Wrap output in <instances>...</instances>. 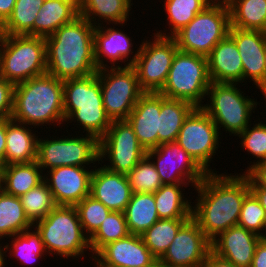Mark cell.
I'll list each match as a JSON object with an SVG mask.
<instances>
[{
    "mask_svg": "<svg viewBox=\"0 0 266 267\" xmlns=\"http://www.w3.org/2000/svg\"><path fill=\"white\" fill-rule=\"evenodd\" d=\"M194 190L198 197L192 218L210 241L238 224L242 203L250 193L248 177L240 173H209Z\"/></svg>",
    "mask_w": 266,
    "mask_h": 267,
    "instance_id": "cell-1",
    "label": "cell"
},
{
    "mask_svg": "<svg viewBox=\"0 0 266 267\" xmlns=\"http://www.w3.org/2000/svg\"><path fill=\"white\" fill-rule=\"evenodd\" d=\"M94 31L90 21L78 16L46 37V73L62 81L97 73Z\"/></svg>",
    "mask_w": 266,
    "mask_h": 267,
    "instance_id": "cell-2",
    "label": "cell"
},
{
    "mask_svg": "<svg viewBox=\"0 0 266 267\" xmlns=\"http://www.w3.org/2000/svg\"><path fill=\"white\" fill-rule=\"evenodd\" d=\"M11 119L38 126L65 122L63 81L45 73L15 85ZM53 123V124H52Z\"/></svg>",
    "mask_w": 266,
    "mask_h": 267,
    "instance_id": "cell-3",
    "label": "cell"
},
{
    "mask_svg": "<svg viewBox=\"0 0 266 267\" xmlns=\"http://www.w3.org/2000/svg\"><path fill=\"white\" fill-rule=\"evenodd\" d=\"M65 122H77L83 133L100 140L111 125L103 106L98 74L63 81ZM80 123V124H79Z\"/></svg>",
    "mask_w": 266,
    "mask_h": 267,
    "instance_id": "cell-4",
    "label": "cell"
},
{
    "mask_svg": "<svg viewBox=\"0 0 266 267\" xmlns=\"http://www.w3.org/2000/svg\"><path fill=\"white\" fill-rule=\"evenodd\" d=\"M50 255L73 259L85 255L89 238L85 235L75 206L57 205L44 219L33 224ZM82 256V257H81Z\"/></svg>",
    "mask_w": 266,
    "mask_h": 267,
    "instance_id": "cell-5",
    "label": "cell"
},
{
    "mask_svg": "<svg viewBox=\"0 0 266 267\" xmlns=\"http://www.w3.org/2000/svg\"><path fill=\"white\" fill-rule=\"evenodd\" d=\"M46 70L45 38L0 34V77L16 85Z\"/></svg>",
    "mask_w": 266,
    "mask_h": 267,
    "instance_id": "cell-6",
    "label": "cell"
},
{
    "mask_svg": "<svg viewBox=\"0 0 266 267\" xmlns=\"http://www.w3.org/2000/svg\"><path fill=\"white\" fill-rule=\"evenodd\" d=\"M230 28V10L226 0L213 1L173 38L180 51L207 57L223 40Z\"/></svg>",
    "mask_w": 266,
    "mask_h": 267,
    "instance_id": "cell-7",
    "label": "cell"
},
{
    "mask_svg": "<svg viewBox=\"0 0 266 267\" xmlns=\"http://www.w3.org/2000/svg\"><path fill=\"white\" fill-rule=\"evenodd\" d=\"M210 83L207 57L178 50L166 82L158 93L169 99L185 100L195 107H202Z\"/></svg>",
    "mask_w": 266,
    "mask_h": 267,
    "instance_id": "cell-8",
    "label": "cell"
},
{
    "mask_svg": "<svg viewBox=\"0 0 266 267\" xmlns=\"http://www.w3.org/2000/svg\"><path fill=\"white\" fill-rule=\"evenodd\" d=\"M238 83L211 82L207 91L210 103L201 107L213 120L218 130L237 136L251 123L252 112L257 108L255 99L244 96Z\"/></svg>",
    "mask_w": 266,
    "mask_h": 267,
    "instance_id": "cell-9",
    "label": "cell"
},
{
    "mask_svg": "<svg viewBox=\"0 0 266 267\" xmlns=\"http://www.w3.org/2000/svg\"><path fill=\"white\" fill-rule=\"evenodd\" d=\"M69 136L64 139L52 137V140L38 138L36 162L42 171L61 166L94 165L97 161L103 164L104 160L99 162V140L96 137L88 134Z\"/></svg>",
    "mask_w": 266,
    "mask_h": 267,
    "instance_id": "cell-10",
    "label": "cell"
},
{
    "mask_svg": "<svg viewBox=\"0 0 266 267\" xmlns=\"http://www.w3.org/2000/svg\"><path fill=\"white\" fill-rule=\"evenodd\" d=\"M103 106L111 121L126 120L138 99L145 93L132 66L103 68L97 71Z\"/></svg>",
    "mask_w": 266,
    "mask_h": 267,
    "instance_id": "cell-11",
    "label": "cell"
},
{
    "mask_svg": "<svg viewBox=\"0 0 266 267\" xmlns=\"http://www.w3.org/2000/svg\"><path fill=\"white\" fill-rule=\"evenodd\" d=\"M154 39L142 40L135 69L140 88L144 92L158 93L164 86L173 58L179 50L173 37L153 34Z\"/></svg>",
    "mask_w": 266,
    "mask_h": 267,
    "instance_id": "cell-12",
    "label": "cell"
},
{
    "mask_svg": "<svg viewBox=\"0 0 266 267\" xmlns=\"http://www.w3.org/2000/svg\"><path fill=\"white\" fill-rule=\"evenodd\" d=\"M219 133L211 117L201 107H196L185 119L176 142L207 174L217 173L209 166L218 151Z\"/></svg>",
    "mask_w": 266,
    "mask_h": 267,
    "instance_id": "cell-13",
    "label": "cell"
},
{
    "mask_svg": "<svg viewBox=\"0 0 266 267\" xmlns=\"http://www.w3.org/2000/svg\"><path fill=\"white\" fill-rule=\"evenodd\" d=\"M146 152L126 120L112 121L99 140V161L108 159L109 165L103 166L113 172L127 175L146 156Z\"/></svg>",
    "mask_w": 266,
    "mask_h": 267,
    "instance_id": "cell-14",
    "label": "cell"
},
{
    "mask_svg": "<svg viewBox=\"0 0 266 267\" xmlns=\"http://www.w3.org/2000/svg\"><path fill=\"white\" fill-rule=\"evenodd\" d=\"M146 156L154 164L162 184L190 183L195 188L207 175L176 141L147 150Z\"/></svg>",
    "mask_w": 266,
    "mask_h": 267,
    "instance_id": "cell-15",
    "label": "cell"
},
{
    "mask_svg": "<svg viewBox=\"0 0 266 267\" xmlns=\"http://www.w3.org/2000/svg\"><path fill=\"white\" fill-rule=\"evenodd\" d=\"M210 251L211 241L191 217L180 227L158 263L163 267H202Z\"/></svg>",
    "mask_w": 266,
    "mask_h": 267,
    "instance_id": "cell-16",
    "label": "cell"
},
{
    "mask_svg": "<svg viewBox=\"0 0 266 267\" xmlns=\"http://www.w3.org/2000/svg\"><path fill=\"white\" fill-rule=\"evenodd\" d=\"M89 169L86 166H61L46 171L44 181L57 205L76 206L90 195L93 169Z\"/></svg>",
    "mask_w": 266,
    "mask_h": 267,
    "instance_id": "cell-17",
    "label": "cell"
},
{
    "mask_svg": "<svg viewBox=\"0 0 266 267\" xmlns=\"http://www.w3.org/2000/svg\"><path fill=\"white\" fill-rule=\"evenodd\" d=\"M103 267L158 266V259L151 253L140 235L127 237L103 246L93 257Z\"/></svg>",
    "mask_w": 266,
    "mask_h": 267,
    "instance_id": "cell-18",
    "label": "cell"
},
{
    "mask_svg": "<svg viewBox=\"0 0 266 267\" xmlns=\"http://www.w3.org/2000/svg\"><path fill=\"white\" fill-rule=\"evenodd\" d=\"M106 27L107 25L103 26L100 24L95 27L94 31V59L97 69L110 68V66L111 68L123 67L119 65V61L126 62L124 67L132 66L137 59L140 46L137 47V52L135 51L134 54L132 40L123 30L120 31L118 28ZM131 55L132 59L130 58ZM105 58L109 60H106V62L111 63L110 66L107 65L108 63H105Z\"/></svg>",
    "mask_w": 266,
    "mask_h": 267,
    "instance_id": "cell-19",
    "label": "cell"
},
{
    "mask_svg": "<svg viewBox=\"0 0 266 267\" xmlns=\"http://www.w3.org/2000/svg\"><path fill=\"white\" fill-rule=\"evenodd\" d=\"M228 35L236 43L242 59L243 82L252 79L253 84L262 93L265 70L266 32L230 27Z\"/></svg>",
    "mask_w": 266,
    "mask_h": 267,
    "instance_id": "cell-20",
    "label": "cell"
},
{
    "mask_svg": "<svg viewBox=\"0 0 266 267\" xmlns=\"http://www.w3.org/2000/svg\"><path fill=\"white\" fill-rule=\"evenodd\" d=\"M260 240L256 233L236 225L211 241V251L237 267H250Z\"/></svg>",
    "mask_w": 266,
    "mask_h": 267,
    "instance_id": "cell-21",
    "label": "cell"
},
{
    "mask_svg": "<svg viewBox=\"0 0 266 267\" xmlns=\"http://www.w3.org/2000/svg\"><path fill=\"white\" fill-rule=\"evenodd\" d=\"M90 195L109 210L124 212L132 191L126 174L113 172L104 166H92Z\"/></svg>",
    "mask_w": 266,
    "mask_h": 267,
    "instance_id": "cell-22",
    "label": "cell"
},
{
    "mask_svg": "<svg viewBox=\"0 0 266 267\" xmlns=\"http://www.w3.org/2000/svg\"><path fill=\"white\" fill-rule=\"evenodd\" d=\"M159 115L160 93L145 92L126 119L146 150L158 147Z\"/></svg>",
    "mask_w": 266,
    "mask_h": 267,
    "instance_id": "cell-23",
    "label": "cell"
},
{
    "mask_svg": "<svg viewBox=\"0 0 266 267\" xmlns=\"http://www.w3.org/2000/svg\"><path fill=\"white\" fill-rule=\"evenodd\" d=\"M211 82L243 83V65L234 40L227 35L207 56Z\"/></svg>",
    "mask_w": 266,
    "mask_h": 267,
    "instance_id": "cell-24",
    "label": "cell"
},
{
    "mask_svg": "<svg viewBox=\"0 0 266 267\" xmlns=\"http://www.w3.org/2000/svg\"><path fill=\"white\" fill-rule=\"evenodd\" d=\"M78 16L80 9L76 0H45L34 20L33 36L46 38Z\"/></svg>",
    "mask_w": 266,
    "mask_h": 267,
    "instance_id": "cell-25",
    "label": "cell"
},
{
    "mask_svg": "<svg viewBox=\"0 0 266 267\" xmlns=\"http://www.w3.org/2000/svg\"><path fill=\"white\" fill-rule=\"evenodd\" d=\"M31 131L26 124L6 119L5 165L36 161L39 136Z\"/></svg>",
    "mask_w": 266,
    "mask_h": 267,
    "instance_id": "cell-26",
    "label": "cell"
},
{
    "mask_svg": "<svg viewBox=\"0 0 266 267\" xmlns=\"http://www.w3.org/2000/svg\"><path fill=\"white\" fill-rule=\"evenodd\" d=\"M132 5L131 0H81L79 9L80 16L86 18L95 27L103 22H106L107 25L112 23L117 26L120 24L122 27L128 21Z\"/></svg>",
    "mask_w": 266,
    "mask_h": 267,
    "instance_id": "cell-27",
    "label": "cell"
},
{
    "mask_svg": "<svg viewBox=\"0 0 266 267\" xmlns=\"http://www.w3.org/2000/svg\"><path fill=\"white\" fill-rule=\"evenodd\" d=\"M43 181L44 173L36 161L2 166L1 189L6 194L20 197Z\"/></svg>",
    "mask_w": 266,
    "mask_h": 267,
    "instance_id": "cell-28",
    "label": "cell"
},
{
    "mask_svg": "<svg viewBox=\"0 0 266 267\" xmlns=\"http://www.w3.org/2000/svg\"><path fill=\"white\" fill-rule=\"evenodd\" d=\"M195 108L190 102L169 99L160 94L158 146L176 141L185 119Z\"/></svg>",
    "mask_w": 266,
    "mask_h": 267,
    "instance_id": "cell-29",
    "label": "cell"
},
{
    "mask_svg": "<svg viewBox=\"0 0 266 267\" xmlns=\"http://www.w3.org/2000/svg\"><path fill=\"white\" fill-rule=\"evenodd\" d=\"M190 184H163L155 193L154 200L159 219H189L192 217L191 200L182 193L183 186Z\"/></svg>",
    "mask_w": 266,
    "mask_h": 267,
    "instance_id": "cell-30",
    "label": "cell"
},
{
    "mask_svg": "<svg viewBox=\"0 0 266 267\" xmlns=\"http://www.w3.org/2000/svg\"><path fill=\"white\" fill-rule=\"evenodd\" d=\"M130 234L142 235L159 220L153 193H132L124 210Z\"/></svg>",
    "mask_w": 266,
    "mask_h": 267,
    "instance_id": "cell-31",
    "label": "cell"
},
{
    "mask_svg": "<svg viewBox=\"0 0 266 267\" xmlns=\"http://www.w3.org/2000/svg\"><path fill=\"white\" fill-rule=\"evenodd\" d=\"M230 27L266 32V0H226Z\"/></svg>",
    "mask_w": 266,
    "mask_h": 267,
    "instance_id": "cell-32",
    "label": "cell"
},
{
    "mask_svg": "<svg viewBox=\"0 0 266 267\" xmlns=\"http://www.w3.org/2000/svg\"><path fill=\"white\" fill-rule=\"evenodd\" d=\"M33 224L26 217L19 197L0 190V240L28 230ZM1 242V241H0Z\"/></svg>",
    "mask_w": 266,
    "mask_h": 267,
    "instance_id": "cell-33",
    "label": "cell"
},
{
    "mask_svg": "<svg viewBox=\"0 0 266 267\" xmlns=\"http://www.w3.org/2000/svg\"><path fill=\"white\" fill-rule=\"evenodd\" d=\"M212 0H164L165 12L167 14V24L171 29L169 35L160 31L155 34L165 37H173L177 32L184 28L196 15L203 11Z\"/></svg>",
    "mask_w": 266,
    "mask_h": 267,
    "instance_id": "cell-34",
    "label": "cell"
},
{
    "mask_svg": "<svg viewBox=\"0 0 266 267\" xmlns=\"http://www.w3.org/2000/svg\"><path fill=\"white\" fill-rule=\"evenodd\" d=\"M11 244L5 245L4 252L10 254L9 256H15L13 258H18L17 261H20L22 265H34L37 262V259L40 260L46 251L43 245L40 234L37 230L28 229L20 234H16L12 237Z\"/></svg>",
    "mask_w": 266,
    "mask_h": 267,
    "instance_id": "cell-35",
    "label": "cell"
},
{
    "mask_svg": "<svg viewBox=\"0 0 266 267\" xmlns=\"http://www.w3.org/2000/svg\"><path fill=\"white\" fill-rule=\"evenodd\" d=\"M44 0H16L13 12L0 27L2 35L33 36V23Z\"/></svg>",
    "mask_w": 266,
    "mask_h": 267,
    "instance_id": "cell-36",
    "label": "cell"
},
{
    "mask_svg": "<svg viewBox=\"0 0 266 267\" xmlns=\"http://www.w3.org/2000/svg\"><path fill=\"white\" fill-rule=\"evenodd\" d=\"M188 219H159L141 236L151 253L159 260L169 248L180 227Z\"/></svg>",
    "mask_w": 266,
    "mask_h": 267,
    "instance_id": "cell-37",
    "label": "cell"
},
{
    "mask_svg": "<svg viewBox=\"0 0 266 267\" xmlns=\"http://www.w3.org/2000/svg\"><path fill=\"white\" fill-rule=\"evenodd\" d=\"M123 212L111 211L103 220L98 230L89 238L90 252L94 255L106 244L125 238L129 235Z\"/></svg>",
    "mask_w": 266,
    "mask_h": 267,
    "instance_id": "cell-38",
    "label": "cell"
},
{
    "mask_svg": "<svg viewBox=\"0 0 266 267\" xmlns=\"http://www.w3.org/2000/svg\"><path fill=\"white\" fill-rule=\"evenodd\" d=\"M19 198L26 217L32 224L44 219L57 206L45 181Z\"/></svg>",
    "mask_w": 266,
    "mask_h": 267,
    "instance_id": "cell-39",
    "label": "cell"
},
{
    "mask_svg": "<svg viewBox=\"0 0 266 267\" xmlns=\"http://www.w3.org/2000/svg\"><path fill=\"white\" fill-rule=\"evenodd\" d=\"M132 193H155L163 184L152 161L145 156L128 174Z\"/></svg>",
    "mask_w": 266,
    "mask_h": 267,
    "instance_id": "cell-40",
    "label": "cell"
},
{
    "mask_svg": "<svg viewBox=\"0 0 266 267\" xmlns=\"http://www.w3.org/2000/svg\"><path fill=\"white\" fill-rule=\"evenodd\" d=\"M75 207L78 211L82 229L88 238L98 230L103 220L111 212L102 202L91 195L85 197Z\"/></svg>",
    "mask_w": 266,
    "mask_h": 267,
    "instance_id": "cell-41",
    "label": "cell"
},
{
    "mask_svg": "<svg viewBox=\"0 0 266 267\" xmlns=\"http://www.w3.org/2000/svg\"><path fill=\"white\" fill-rule=\"evenodd\" d=\"M251 124L237 136L241 139V147L258 160H254L242 174H246L255 164L266 160V124L263 121L256 122L253 127Z\"/></svg>",
    "mask_w": 266,
    "mask_h": 267,
    "instance_id": "cell-42",
    "label": "cell"
},
{
    "mask_svg": "<svg viewBox=\"0 0 266 267\" xmlns=\"http://www.w3.org/2000/svg\"><path fill=\"white\" fill-rule=\"evenodd\" d=\"M266 220V211L250 192L242 203L238 224L246 230L261 235Z\"/></svg>",
    "mask_w": 266,
    "mask_h": 267,
    "instance_id": "cell-43",
    "label": "cell"
},
{
    "mask_svg": "<svg viewBox=\"0 0 266 267\" xmlns=\"http://www.w3.org/2000/svg\"><path fill=\"white\" fill-rule=\"evenodd\" d=\"M15 85L0 77V119L11 118Z\"/></svg>",
    "mask_w": 266,
    "mask_h": 267,
    "instance_id": "cell-44",
    "label": "cell"
},
{
    "mask_svg": "<svg viewBox=\"0 0 266 267\" xmlns=\"http://www.w3.org/2000/svg\"><path fill=\"white\" fill-rule=\"evenodd\" d=\"M249 187L266 188V160L255 164L246 174Z\"/></svg>",
    "mask_w": 266,
    "mask_h": 267,
    "instance_id": "cell-45",
    "label": "cell"
},
{
    "mask_svg": "<svg viewBox=\"0 0 266 267\" xmlns=\"http://www.w3.org/2000/svg\"><path fill=\"white\" fill-rule=\"evenodd\" d=\"M250 267H266V241L257 244Z\"/></svg>",
    "mask_w": 266,
    "mask_h": 267,
    "instance_id": "cell-46",
    "label": "cell"
},
{
    "mask_svg": "<svg viewBox=\"0 0 266 267\" xmlns=\"http://www.w3.org/2000/svg\"><path fill=\"white\" fill-rule=\"evenodd\" d=\"M202 267H237L233 263L217 256L214 252L210 251Z\"/></svg>",
    "mask_w": 266,
    "mask_h": 267,
    "instance_id": "cell-47",
    "label": "cell"
},
{
    "mask_svg": "<svg viewBox=\"0 0 266 267\" xmlns=\"http://www.w3.org/2000/svg\"><path fill=\"white\" fill-rule=\"evenodd\" d=\"M16 0H0V27L11 16Z\"/></svg>",
    "mask_w": 266,
    "mask_h": 267,
    "instance_id": "cell-48",
    "label": "cell"
},
{
    "mask_svg": "<svg viewBox=\"0 0 266 267\" xmlns=\"http://www.w3.org/2000/svg\"><path fill=\"white\" fill-rule=\"evenodd\" d=\"M6 119H0V164L5 165Z\"/></svg>",
    "mask_w": 266,
    "mask_h": 267,
    "instance_id": "cell-49",
    "label": "cell"
},
{
    "mask_svg": "<svg viewBox=\"0 0 266 267\" xmlns=\"http://www.w3.org/2000/svg\"><path fill=\"white\" fill-rule=\"evenodd\" d=\"M250 192L256 197L260 205L266 211V188L264 187H250Z\"/></svg>",
    "mask_w": 266,
    "mask_h": 267,
    "instance_id": "cell-50",
    "label": "cell"
},
{
    "mask_svg": "<svg viewBox=\"0 0 266 267\" xmlns=\"http://www.w3.org/2000/svg\"><path fill=\"white\" fill-rule=\"evenodd\" d=\"M8 255H6V253L4 252V248L3 246H1V243H0V267H6V264H5V257H7Z\"/></svg>",
    "mask_w": 266,
    "mask_h": 267,
    "instance_id": "cell-51",
    "label": "cell"
},
{
    "mask_svg": "<svg viewBox=\"0 0 266 267\" xmlns=\"http://www.w3.org/2000/svg\"><path fill=\"white\" fill-rule=\"evenodd\" d=\"M264 63H265V70L263 79V92H266V47H265Z\"/></svg>",
    "mask_w": 266,
    "mask_h": 267,
    "instance_id": "cell-52",
    "label": "cell"
},
{
    "mask_svg": "<svg viewBox=\"0 0 266 267\" xmlns=\"http://www.w3.org/2000/svg\"><path fill=\"white\" fill-rule=\"evenodd\" d=\"M264 230H265V234L262 233V234L260 235V237H261V240L266 241V220H265V224H264L263 232H264Z\"/></svg>",
    "mask_w": 266,
    "mask_h": 267,
    "instance_id": "cell-53",
    "label": "cell"
},
{
    "mask_svg": "<svg viewBox=\"0 0 266 267\" xmlns=\"http://www.w3.org/2000/svg\"><path fill=\"white\" fill-rule=\"evenodd\" d=\"M1 179H2V164H0V190H1Z\"/></svg>",
    "mask_w": 266,
    "mask_h": 267,
    "instance_id": "cell-54",
    "label": "cell"
},
{
    "mask_svg": "<svg viewBox=\"0 0 266 267\" xmlns=\"http://www.w3.org/2000/svg\"><path fill=\"white\" fill-rule=\"evenodd\" d=\"M94 265H96L95 267H103L101 266L97 261L94 260Z\"/></svg>",
    "mask_w": 266,
    "mask_h": 267,
    "instance_id": "cell-55",
    "label": "cell"
},
{
    "mask_svg": "<svg viewBox=\"0 0 266 267\" xmlns=\"http://www.w3.org/2000/svg\"><path fill=\"white\" fill-rule=\"evenodd\" d=\"M262 95L264 96V98L266 100V92H262Z\"/></svg>",
    "mask_w": 266,
    "mask_h": 267,
    "instance_id": "cell-56",
    "label": "cell"
},
{
    "mask_svg": "<svg viewBox=\"0 0 266 267\" xmlns=\"http://www.w3.org/2000/svg\"><path fill=\"white\" fill-rule=\"evenodd\" d=\"M140 267H157V266H140Z\"/></svg>",
    "mask_w": 266,
    "mask_h": 267,
    "instance_id": "cell-57",
    "label": "cell"
}]
</instances>
